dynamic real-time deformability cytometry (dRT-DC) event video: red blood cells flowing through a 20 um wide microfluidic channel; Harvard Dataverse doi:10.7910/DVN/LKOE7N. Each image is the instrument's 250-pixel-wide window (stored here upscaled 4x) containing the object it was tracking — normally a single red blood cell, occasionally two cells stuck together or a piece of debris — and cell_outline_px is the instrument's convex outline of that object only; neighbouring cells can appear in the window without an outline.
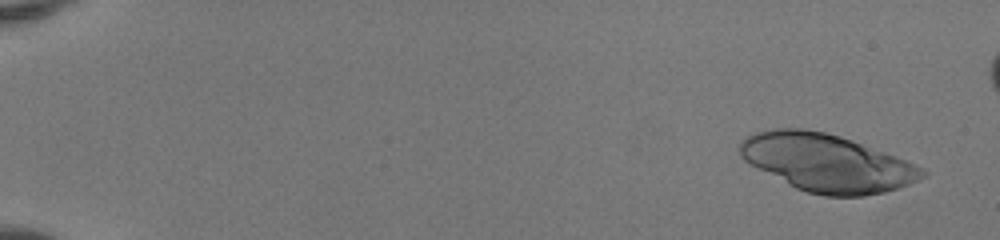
{"species": "human", "species_latin": "Homo sapiens", "temperature_condition": "room temperature", "stored_images_in_passage": 51, "camera_frame_rate_fps": 3000, "um_per_image_px": 0.085, "donor": {"sex": "female"}, "frame": {"image": 1, "passage_image": 3, "time_ms": 0.667, "image_size_px": [1000, 240], "cell_outline_px": [[928, 172], [924, 176], [908, 184], [884, 192], [864, 196], [824, 196], [808, 192], [796, 188], [744, 160], [740, 156], [740, 140], [744, 136], [756, 132], [772, 128], [804, 128], [824, 132], [840, 136], [852, 140], [904, 160], [924, 168]], "centroid_in_image_um": [70.25, 13.83], "position_along_channel_um": 14.8, "area_um2": 60.52}}
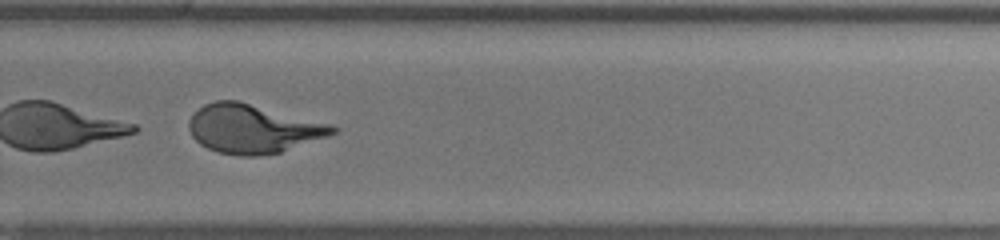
{"frame": {"image": 2, "passage_image": 37, "time_ms": 12.0, "image_size_px": [1000, 240], "cell_outline_px": [[340, 128], [336, 132], [328, 136], [280, 152], [256, 156], [236, 156], [216, 152], [200, 144], [192, 136], [188, 128], [188, 120], [204, 104], [216, 100], [236, 100], [332, 124]], "centroid_in_image_um": [21.49, 10.95], "position_along_channel_um": 308.3, "area_um2": 40.75}}
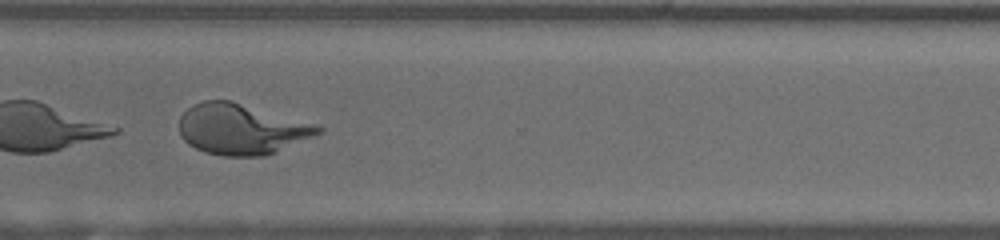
{"frame": {"image": 3, "passage_image": 40, "time_ms": 13.0, "image_size_px": [1000, 240], "cell_outline_px": [[324, 132], [268, 156], [224, 156], [204, 152], [188, 144], [180, 136], [180, 116], [192, 104], [204, 100], [232, 100], [320, 124], [324, 128]], "centroid_in_image_um": [20.59, 10.97], "position_along_channel_um": 350.0, "area_um2": 41.85}}